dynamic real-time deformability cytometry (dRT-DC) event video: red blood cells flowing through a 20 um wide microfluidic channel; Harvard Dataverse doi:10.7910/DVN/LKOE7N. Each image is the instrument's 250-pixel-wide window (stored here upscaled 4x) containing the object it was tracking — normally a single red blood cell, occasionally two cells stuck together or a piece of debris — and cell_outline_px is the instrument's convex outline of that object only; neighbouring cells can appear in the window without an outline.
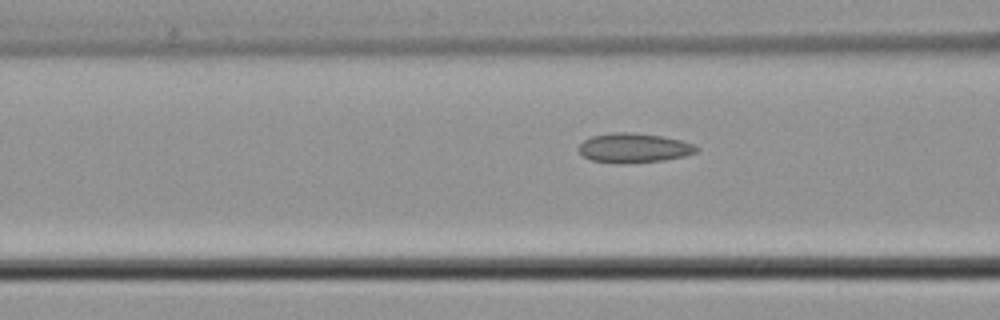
{"species": "common noctule bat (a hibernating species)", "species_latin": "Nyctalus noctula", "temperature_condition": "cold", "stored_images_in_passage": 8, "camera_frame_rate_fps": 3000, "um_per_image_px": 0.085, "animal": {"sex": "male", "body_mass_g": 21.5, "forearm_length_mm": 52.0}, "frame": {"image": 1, "passage_image": 8, "time_ms": 2.333, "image_size_px": [1000, 320], "cell_outline_px": [[700, 148], [696, 152], [684, 156], [664, 160], [592, 160], [584, 156], [580, 152], [580, 144], [584, 140], [592, 136], [612, 132], [628, 132], [660, 136], [680, 140], [692, 144]], "centroid_in_image_um": [53.92, 12.52], "position_along_channel_um": 112.7, "area_um2": 18.96}}